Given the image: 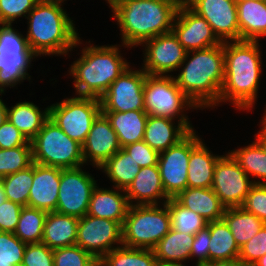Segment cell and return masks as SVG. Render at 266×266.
Listing matches in <instances>:
<instances>
[{"mask_svg": "<svg viewBox=\"0 0 266 266\" xmlns=\"http://www.w3.org/2000/svg\"><path fill=\"white\" fill-rule=\"evenodd\" d=\"M34 163L60 169L84 166L82 145L69 138L48 118L30 141Z\"/></svg>", "mask_w": 266, "mask_h": 266, "instance_id": "7", "label": "cell"}, {"mask_svg": "<svg viewBox=\"0 0 266 266\" xmlns=\"http://www.w3.org/2000/svg\"><path fill=\"white\" fill-rule=\"evenodd\" d=\"M252 266H266V254L259 258Z\"/></svg>", "mask_w": 266, "mask_h": 266, "instance_id": "57", "label": "cell"}, {"mask_svg": "<svg viewBox=\"0 0 266 266\" xmlns=\"http://www.w3.org/2000/svg\"><path fill=\"white\" fill-rule=\"evenodd\" d=\"M172 31L187 52L222 44L206 19L188 6L178 8Z\"/></svg>", "mask_w": 266, "mask_h": 266, "instance_id": "17", "label": "cell"}, {"mask_svg": "<svg viewBox=\"0 0 266 266\" xmlns=\"http://www.w3.org/2000/svg\"><path fill=\"white\" fill-rule=\"evenodd\" d=\"M201 139L195 130H191L177 144L160 152L158 167L161 181L170 198H175L187 188L190 153Z\"/></svg>", "mask_w": 266, "mask_h": 266, "instance_id": "10", "label": "cell"}, {"mask_svg": "<svg viewBox=\"0 0 266 266\" xmlns=\"http://www.w3.org/2000/svg\"><path fill=\"white\" fill-rule=\"evenodd\" d=\"M4 177L0 175V205L7 199L3 188Z\"/></svg>", "mask_w": 266, "mask_h": 266, "instance_id": "55", "label": "cell"}, {"mask_svg": "<svg viewBox=\"0 0 266 266\" xmlns=\"http://www.w3.org/2000/svg\"><path fill=\"white\" fill-rule=\"evenodd\" d=\"M31 145V142L7 119L0 126V149Z\"/></svg>", "mask_w": 266, "mask_h": 266, "instance_id": "49", "label": "cell"}, {"mask_svg": "<svg viewBox=\"0 0 266 266\" xmlns=\"http://www.w3.org/2000/svg\"><path fill=\"white\" fill-rule=\"evenodd\" d=\"M266 254V223L260 231L240 248L238 260L244 266H252Z\"/></svg>", "mask_w": 266, "mask_h": 266, "instance_id": "43", "label": "cell"}, {"mask_svg": "<svg viewBox=\"0 0 266 266\" xmlns=\"http://www.w3.org/2000/svg\"><path fill=\"white\" fill-rule=\"evenodd\" d=\"M125 194L129 205H158L161 200L166 203L170 199L163 188L158 165L141 168Z\"/></svg>", "mask_w": 266, "mask_h": 266, "instance_id": "20", "label": "cell"}, {"mask_svg": "<svg viewBox=\"0 0 266 266\" xmlns=\"http://www.w3.org/2000/svg\"><path fill=\"white\" fill-rule=\"evenodd\" d=\"M34 53L0 54V92H5L6 87H15L25 79L31 80L27 70L31 66Z\"/></svg>", "mask_w": 266, "mask_h": 266, "instance_id": "32", "label": "cell"}, {"mask_svg": "<svg viewBox=\"0 0 266 266\" xmlns=\"http://www.w3.org/2000/svg\"><path fill=\"white\" fill-rule=\"evenodd\" d=\"M174 120L178 119L148 115L143 141L159 153L177 144L190 130L179 120L174 125Z\"/></svg>", "mask_w": 266, "mask_h": 266, "instance_id": "21", "label": "cell"}, {"mask_svg": "<svg viewBox=\"0 0 266 266\" xmlns=\"http://www.w3.org/2000/svg\"><path fill=\"white\" fill-rule=\"evenodd\" d=\"M166 203L171 219V229L177 232L195 235L207 226V220L198 213L181 205L175 198H170Z\"/></svg>", "mask_w": 266, "mask_h": 266, "instance_id": "36", "label": "cell"}, {"mask_svg": "<svg viewBox=\"0 0 266 266\" xmlns=\"http://www.w3.org/2000/svg\"><path fill=\"white\" fill-rule=\"evenodd\" d=\"M78 222V217L60 214L55 211L48 212L41 242L50 249L75 245Z\"/></svg>", "mask_w": 266, "mask_h": 266, "instance_id": "24", "label": "cell"}, {"mask_svg": "<svg viewBox=\"0 0 266 266\" xmlns=\"http://www.w3.org/2000/svg\"><path fill=\"white\" fill-rule=\"evenodd\" d=\"M76 245L94 258H102L113 249L123 246L122 225L110 219L86 214L79 218Z\"/></svg>", "mask_w": 266, "mask_h": 266, "instance_id": "12", "label": "cell"}, {"mask_svg": "<svg viewBox=\"0 0 266 266\" xmlns=\"http://www.w3.org/2000/svg\"><path fill=\"white\" fill-rule=\"evenodd\" d=\"M260 123H262L260 131L266 136V120H262Z\"/></svg>", "mask_w": 266, "mask_h": 266, "instance_id": "59", "label": "cell"}, {"mask_svg": "<svg viewBox=\"0 0 266 266\" xmlns=\"http://www.w3.org/2000/svg\"><path fill=\"white\" fill-rule=\"evenodd\" d=\"M113 188V190L99 188L97 184L92 192L87 214L110 219L123 225L130 205L125 191Z\"/></svg>", "mask_w": 266, "mask_h": 266, "instance_id": "22", "label": "cell"}, {"mask_svg": "<svg viewBox=\"0 0 266 266\" xmlns=\"http://www.w3.org/2000/svg\"><path fill=\"white\" fill-rule=\"evenodd\" d=\"M141 45L145 46L142 69L148 75L170 76L168 73L179 71L187 53L173 31L148 39Z\"/></svg>", "mask_w": 266, "mask_h": 266, "instance_id": "15", "label": "cell"}, {"mask_svg": "<svg viewBox=\"0 0 266 266\" xmlns=\"http://www.w3.org/2000/svg\"><path fill=\"white\" fill-rule=\"evenodd\" d=\"M26 245L14 233L0 231V266H21Z\"/></svg>", "mask_w": 266, "mask_h": 266, "instance_id": "40", "label": "cell"}, {"mask_svg": "<svg viewBox=\"0 0 266 266\" xmlns=\"http://www.w3.org/2000/svg\"><path fill=\"white\" fill-rule=\"evenodd\" d=\"M47 213L41 209L24 206L14 234L27 244L40 243Z\"/></svg>", "mask_w": 266, "mask_h": 266, "instance_id": "35", "label": "cell"}, {"mask_svg": "<svg viewBox=\"0 0 266 266\" xmlns=\"http://www.w3.org/2000/svg\"><path fill=\"white\" fill-rule=\"evenodd\" d=\"M166 1L173 3L178 8L188 6L190 3V0H166Z\"/></svg>", "mask_w": 266, "mask_h": 266, "instance_id": "54", "label": "cell"}, {"mask_svg": "<svg viewBox=\"0 0 266 266\" xmlns=\"http://www.w3.org/2000/svg\"><path fill=\"white\" fill-rule=\"evenodd\" d=\"M106 266H155L153 250L120 246L101 258Z\"/></svg>", "mask_w": 266, "mask_h": 266, "instance_id": "37", "label": "cell"}, {"mask_svg": "<svg viewBox=\"0 0 266 266\" xmlns=\"http://www.w3.org/2000/svg\"><path fill=\"white\" fill-rule=\"evenodd\" d=\"M222 219L228 225L239 248L255 236L265 224L256 215L242 207L226 208Z\"/></svg>", "mask_w": 266, "mask_h": 266, "instance_id": "31", "label": "cell"}, {"mask_svg": "<svg viewBox=\"0 0 266 266\" xmlns=\"http://www.w3.org/2000/svg\"><path fill=\"white\" fill-rule=\"evenodd\" d=\"M105 1H107V3L110 5L111 4V2H112V0H105Z\"/></svg>", "mask_w": 266, "mask_h": 266, "instance_id": "63", "label": "cell"}, {"mask_svg": "<svg viewBox=\"0 0 266 266\" xmlns=\"http://www.w3.org/2000/svg\"><path fill=\"white\" fill-rule=\"evenodd\" d=\"M23 206L6 199L0 205V231L14 233Z\"/></svg>", "mask_w": 266, "mask_h": 266, "instance_id": "48", "label": "cell"}, {"mask_svg": "<svg viewBox=\"0 0 266 266\" xmlns=\"http://www.w3.org/2000/svg\"><path fill=\"white\" fill-rule=\"evenodd\" d=\"M60 180V168L34 163V177L27 206L47 212L56 211Z\"/></svg>", "mask_w": 266, "mask_h": 266, "instance_id": "19", "label": "cell"}, {"mask_svg": "<svg viewBox=\"0 0 266 266\" xmlns=\"http://www.w3.org/2000/svg\"><path fill=\"white\" fill-rule=\"evenodd\" d=\"M103 170L115 188L126 190L140 172V167L130 155L121 148L108 159L99 170Z\"/></svg>", "mask_w": 266, "mask_h": 266, "instance_id": "33", "label": "cell"}, {"mask_svg": "<svg viewBox=\"0 0 266 266\" xmlns=\"http://www.w3.org/2000/svg\"><path fill=\"white\" fill-rule=\"evenodd\" d=\"M198 266H244L239 260L207 261Z\"/></svg>", "mask_w": 266, "mask_h": 266, "instance_id": "51", "label": "cell"}, {"mask_svg": "<svg viewBox=\"0 0 266 266\" xmlns=\"http://www.w3.org/2000/svg\"><path fill=\"white\" fill-rule=\"evenodd\" d=\"M109 7L126 48L141 46L148 39L171 32L178 10L166 0H112Z\"/></svg>", "mask_w": 266, "mask_h": 266, "instance_id": "2", "label": "cell"}, {"mask_svg": "<svg viewBox=\"0 0 266 266\" xmlns=\"http://www.w3.org/2000/svg\"><path fill=\"white\" fill-rule=\"evenodd\" d=\"M130 205L122 225L123 246L152 250L171 230L167 203Z\"/></svg>", "mask_w": 266, "mask_h": 266, "instance_id": "6", "label": "cell"}, {"mask_svg": "<svg viewBox=\"0 0 266 266\" xmlns=\"http://www.w3.org/2000/svg\"><path fill=\"white\" fill-rule=\"evenodd\" d=\"M121 149L118 136L109 120L101 112L94 120L86 141L82 145L84 162H92L99 169L108 159ZM89 161V162H88Z\"/></svg>", "mask_w": 266, "mask_h": 266, "instance_id": "18", "label": "cell"}, {"mask_svg": "<svg viewBox=\"0 0 266 266\" xmlns=\"http://www.w3.org/2000/svg\"><path fill=\"white\" fill-rule=\"evenodd\" d=\"M82 167L61 169V180L58 192L57 213L78 218L88 212L92 192L97 180Z\"/></svg>", "mask_w": 266, "mask_h": 266, "instance_id": "11", "label": "cell"}, {"mask_svg": "<svg viewBox=\"0 0 266 266\" xmlns=\"http://www.w3.org/2000/svg\"><path fill=\"white\" fill-rule=\"evenodd\" d=\"M254 136L255 140L262 146L266 153V136L260 130Z\"/></svg>", "mask_w": 266, "mask_h": 266, "instance_id": "53", "label": "cell"}, {"mask_svg": "<svg viewBox=\"0 0 266 266\" xmlns=\"http://www.w3.org/2000/svg\"><path fill=\"white\" fill-rule=\"evenodd\" d=\"M33 177L34 162L27 169L4 176L3 188L6 198L23 207L27 206Z\"/></svg>", "mask_w": 266, "mask_h": 266, "instance_id": "38", "label": "cell"}, {"mask_svg": "<svg viewBox=\"0 0 266 266\" xmlns=\"http://www.w3.org/2000/svg\"><path fill=\"white\" fill-rule=\"evenodd\" d=\"M87 266H106L101 258H94Z\"/></svg>", "mask_w": 266, "mask_h": 266, "instance_id": "56", "label": "cell"}, {"mask_svg": "<svg viewBox=\"0 0 266 266\" xmlns=\"http://www.w3.org/2000/svg\"><path fill=\"white\" fill-rule=\"evenodd\" d=\"M155 266H182V265H179V264H176V263L161 262V261L157 260Z\"/></svg>", "mask_w": 266, "mask_h": 266, "instance_id": "58", "label": "cell"}, {"mask_svg": "<svg viewBox=\"0 0 266 266\" xmlns=\"http://www.w3.org/2000/svg\"><path fill=\"white\" fill-rule=\"evenodd\" d=\"M201 140L192 150L189 157L187 187L211 188L214 168L223 155H214Z\"/></svg>", "mask_w": 266, "mask_h": 266, "instance_id": "26", "label": "cell"}, {"mask_svg": "<svg viewBox=\"0 0 266 266\" xmlns=\"http://www.w3.org/2000/svg\"><path fill=\"white\" fill-rule=\"evenodd\" d=\"M118 47L90 43L81 50L82 55L68 70L74 77L75 94L99 99L114 80L131 67Z\"/></svg>", "mask_w": 266, "mask_h": 266, "instance_id": "5", "label": "cell"}, {"mask_svg": "<svg viewBox=\"0 0 266 266\" xmlns=\"http://www.w3.org/2000/svg\"><path fill=\"white\" fill-rule=\"evenodd\" d=\"M39 0H0V24H12L27 17Z\"/></svg>", "mask_w": 266, "mask_h": 266, "instance_id": "44", "label": "cell"}, {"mask_svg": "<svg viewBox=\"0 0 266 266\" xmlns=\"http://www.w3.org/2000/svg\"><path fill=\"white\" fill-rule=\"evenodd\" d=\"M188 7L206 19L222 43L240 40L235 0H190Z\"/></svg>", "mask_w": 266, "mask_h": 266, "instance_id": "16", "label": "cell"}, {"mask_svg": "<svg viewBox=\"0 0 266 266\" xmlns=\"http://www.w3.org/2000/svg\"><path fill=\"white\" fill-rule=\"evenodd\" d=\"M49 118V107L40 110L32 102L24 101L8 108L7 119L31 141Z\"/></svg>", "mask_w": 266, "mask_h": 266, "instance_id": "28", "label": "cell"}, {"mask_svg": "<svg viewBox=\"0 0 266 266\" xmlns=\"http://www.w3.org/2000/svg\"><path fill=\"white\" fill-rule=\"evenodd\" d=\"M193 240L194 235L171 229L152 250L158 261L187 266L185 262L190 259Z\"/></svg>", "mask_w": 266, "mask_h": 266, "instance_id": "29", "label": "cell"}, {"mask_svg": "<svg viewBox=\"0 0 266 266\" xmlns=\"http://www.w3.org/2000/svg\"><path fill=\"white\" fill-rule=\"evenodd\" d=\"M32 163L31 145L0 149V175L3 177L27 169Z\"/></svg>", "mask_w": 266, "mask_h": 266, "instance_id": "39", "label": "cell"}, {"mask_svg": "<svg viewBox=\"0 0 266 266\" xmlns=\"http://www.w3.org/2000/svg\"><path fill=\"white\" fill-rule=\"evenodd\" d=\"M207 227L210 230L209 261L238 260L240 248L225 221H211Z\"/></svg>", "mask_w": 266, "mask_h": 266, "instance_id": "30", "label": "cell"}, {"mask_svg": "<svg viewBox=\"0 0 266 266\" xmlns=\"http://www.w3.org/2000/svg\"><path fill=\"white\" fill-rule=\"evenodd\" d=\"M259 47V41L224 42V82L219 104L230 102L237 110H252L262 74Z\"/></svg>", "mask_w": 266, "mask_h": 266, "instance_id": "1", "label": "cell"}, {"mask_svg": "<svg viewBox=\"0 0 266 266\" xmlns=\"http://www.w3.org/2000/svg\"><path fill=\"white\" fill-rule=\"evenodd\" d=\"M48 107L49 118L81 145L86 141L94 120L102 112L98 98L85 96L66 98Z\"/></svg>", "mask_w": 266, "mask_h": 266, "instance_id": "9", "label": "cell"}, {"mask_svg": "<svg viewBox=\"0 0 266 266\" xmlns=\"http://www.w3.org/2000/svg\"><path fill=\"white\" fill-rule=\"evenodd\" d=\"M53 266H87L94 257L78 245L53 249Z\"/></svg>", "mask_w": 266, "mask_h": 266, "instance_id": "42", "label": "cell"}, {"mask_svg": "<svg viewBox=\"0 0 266 266\" xmlns=\"http://www.w3.org/2000/svg\"><path fill=\"white\" fill-rule=\"evenodd\" d=\"M140 168L158 165L159 152L152 149L146 142L139 141L123 147Z\"/></svg>", "mask_w": 266, "mask_h": 266, "instance_id": "47", "label": "cell"}, {"mask_svg": "<svg viewBox=\"0 0 266 266\" xmlns=\"http://www.w3.org/2000/svg\"><path fill=\"white\" fill-rule=\"evenodd\" d=\"M209 244H210V230L206 226L194 235L192 248L190 249V258L196 257L197 262L195 266L209 261Z\"/></svg>", "mask_w": 266, "mask_h": 266, "instance_id": "50", "label": "cell"}, {"mask_svg": "<svg viewBox=\"0 0 266 266\" xmlns=\"http://www.w3.org/2000/svg\"><path fill=\"white\" fill-rule=\"evenodd\" d=\"M147 75L142 68L126 69L99 98L101 111L145 110L143 87Z\"/></svg>", "mask_w": 266, "mask_h": 266, "instance_id": "13", "label": "cell"}, {"mask_svg": "<svg viewBox=\"0 0 266 266\" xmlns=\"http://www.w3.org/2000/svg\"><path fill=\"white\" fill-rule=\"evenodd\" d=\"M241 207L266 223V184H254Z\"/></svg>", "mask_w": 266, "mask_h": 266, "instance_id": "46", "label": "cell"}, {"mask_svg": "<svg viewBox=\"0 0 266 266\" xmlns=\"http://www.w3.org/2000/svg\"><path fill=\"white\" fill-rule=\"evenodd\" d=\"M53 249L44 243L26 245L21 266H53Z\"/></svg>", "mask_w": 266, "mask_h": 266, "instance_id": "45", "label": "cell"}, {"mask_svg": "<svg viewBox=\"0 0 266 266\" xmlns=\"http://www.w3.org/2000/svg\"><path fill=\"white\" fill-rule=\"evenodd\" d=\"M180 68L178 76L173 77L196 108L219 106L224 82V43L187 52Z\"/></svg>", "mask_w": 266, "mask_h": 266, "instance_id": "3", "label": "cell"}, {"mask_svg": "<svg viewBox=\"0 0 266 266\" xmlns=\"http://www.w3.org/2000/svg\"><path fill=\"white\" fill-rule=\"evenodd\" d=\"M4 92H0V95L2 96ZM8 117V106L3 102V100L0 97V126L7 120Z\"/></svg>", "mask_w": 266, "mask_h": 266, "instance_id": "52", "label": "cell"}, {"mask_svg": "<svg viewBox=\"0 0 266 266\" xmlns=\"http://www.w3.org/2000/svg\"><path fill=\"white\" fill-rule=\"evenodd\" d=\"M244 1H252V0H235L236 4L239 2H244ZM254 1H257V0H254Z\"/></svg>", "mask_w": 266, "mask_h": 266, "instance_id": "61", "label": "cell"}, {"mask_svg": "<svg viewBox=\"0 0 266 266\" xmlns=\"http://www.w3.org/2000/svg\"><path fill=\"white\" fill-rule=\"evenodd\" d=\"M265 114H264V116L262 117V119L261 120H266V109H265V112H264Z\"/></svg>", "mask_w": 266, "mask_h": 266, "instance_id": "62", "label": "cell"}, {"mask_svg": "<svg viewBox=\"0 0 266 266\" xmlns=\"http://www.w3.org/2000/svg\"><path fill=\"white\" fill-rule=\"evenodd\" d=\"M116 132L121 148L142 141L148 114L145 110L127 112L102 111Z\"/></svg>", "mask_w": 266, "mask_h": 266, "instance_id": "25", "label": "cell"}, {"mask_svg": "<svg viewBox=\"0 0 266 266\" xmlns=\"http://www.w3.org/2000/svg\"><path fill=\"white\" fill-rule=\"evenodd\" d=\"M175 199L208 222L221 220L226 209L212 188L187 187Z\"/></svg>", "mask_w": 266, "mask_h": 266, "instance_id": "23", "label": "cell"}, {"mask_svg": "<svg viewBox=\"0 0 266 266\" xmlns=\"http://www.w3.org/2000/svg\"><path fill=\"white\" fill-rule=\"evenodd\" d=\"M143 94L148 115L178 118L190 131L194 130L184 111L197 108L178 87L172 75H147Z\"/></svg>", "mask_w": 266, "mask_h": 266, "instance_id": "8", "label": "cell"}, {"mask_svg": "<svg viewBox=\"0 0 266 266\" xmlns=\"http://www.w3.org/2000/svg\"><path fill=\"white\" fill-rule=\"evenodd\" d=\"M12 24H0V54L33 53L24 35Z\"/></svg>", "mask_w": 266, "mask_h": 266, "instance_id": "41", "label": "cell"}, {"mask_svg": "<svg viewBox=\"0 0 266 266\" xmlns=\"http://www.w3.org/2000/svg\"><path fill=\"white\" fill-rule=\"evenodd\" d=\"M228 153L249 177H255L254 184H266V153L256 140Z\"/></svg>", "mask_w": 266, "mask_h": 266, "instance_id": "34", "label": "cell"}, {"mask_svg": "<svg viewBox=\"0 0 266 266\" xmlns=\"http://www.w3.org/2000/svg\"><path fill=\"white\" fill-rule=\"evenodd\" d=\"M62 3L38 1L29 12L26 39L32 52L41 55H68L81 43L73 20Z\"/></svg>", "mask_w": 266, "mask_h": 266, "instance_id": "4", "label": "cell"}, {"mask_svg": "<svg viewBox=\"0 0 266 266\" xmlns=\"http://www.w3.org/2000/svg\"><path fill=\"white\" fill-rule=\"evenodd\" d=\"M236 7L240 40L260 41V37H266L265 0L239 2Z\"/></svg>", "mask_w": 266, "mask_h": 266, "instance_id": "27", "label": "cell"}, {"mask_svg": "<svg viewBox=\"0 0 266 266\" xmlns=\"http://www.w3.org/2000/svg\"><path fill=\"white\" fill-rule=\"evenodd\" d=\"M250 178L234 158L226 153L215 165L211 188L226 208L241 207L254 185Z\"/></svg>", "mask_w": 266, "mask_h": 266, "instance_id": "14", "label": "cell"}, {"mask_svg": "<svg viewBox=\"0 0 266 266\" xmlns=\"http://www.w3.org/2000/svg\"><path fill=\"white\" fill-rule=\"evenodd\" d=\"M40 1H49V2H59V3H64L65 0H40Z\"/></svg>", "mask_w": 266, "mask_h": 266, "instance_id": "60", "label": "cell"}]
</instances>
